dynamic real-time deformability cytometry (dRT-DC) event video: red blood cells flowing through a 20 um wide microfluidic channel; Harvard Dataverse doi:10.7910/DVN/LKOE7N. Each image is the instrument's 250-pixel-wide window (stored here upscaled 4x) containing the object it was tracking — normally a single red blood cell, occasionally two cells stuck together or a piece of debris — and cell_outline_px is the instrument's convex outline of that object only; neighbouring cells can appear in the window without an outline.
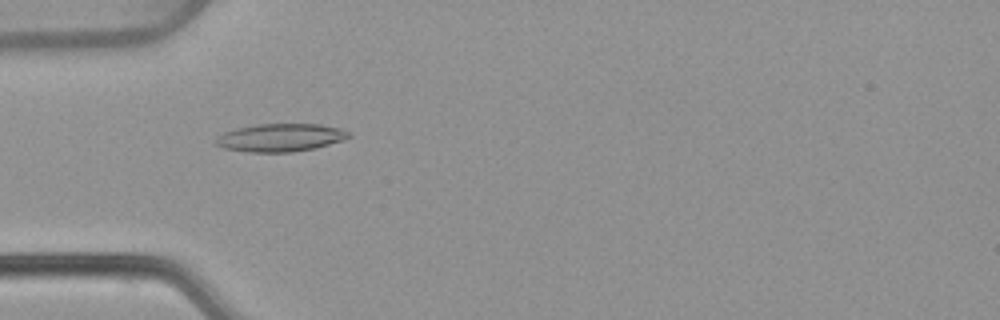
{"species": "common noctule bat (a hibernating species)", "species_latin": "Nyctalus noctula", "temperature_condition": "warm", "stored_images_in_passage": 51, "camera_frame_rate_fps": 3000, "um_per_image_px": 0.085, "animal": {"sex": "female", "body_mass_g": 22.7, "forearm_length_mm": 54.2}, "frame": {"image": 1, "passage_image": 15, "time_ms": 4.667, "image_size_px": [1000, 320], "cell_outline_px": [[352, 136], [344, 140], [316, 148], [292, 152], [248, 152], [224, 148], [216, 144], [216, 136], [224, 132], [236, 128], [256, 124], [320, 124], [340, 128], [348, 132]], "centroid_in_image_um": [23.85, 11.69], "position_along_channel_um": 61.2, "area_um2": 21.73}}
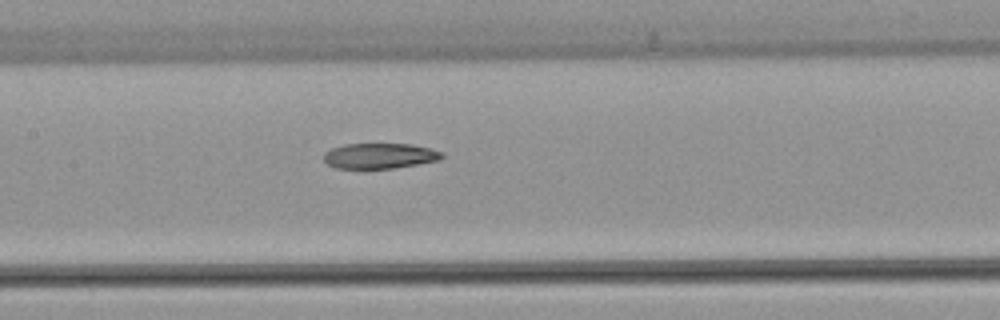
{"frame": {"image": 2, "passage_image": 24, "time_ms": 7.667, "image_size_px": [1000, 320], "cell_outline_px": [[444, 156], [440, 160], [392, 168], [336, 168], [328, 164], [324, 160], [324, 152], [332, 148], [344, 144], [412, 144], [432, 148], [444, 152]], "centroid_in_image_um": [32.31, 13.24], "position_along_channel_um": 175.1, "area_um2": 17.51}}
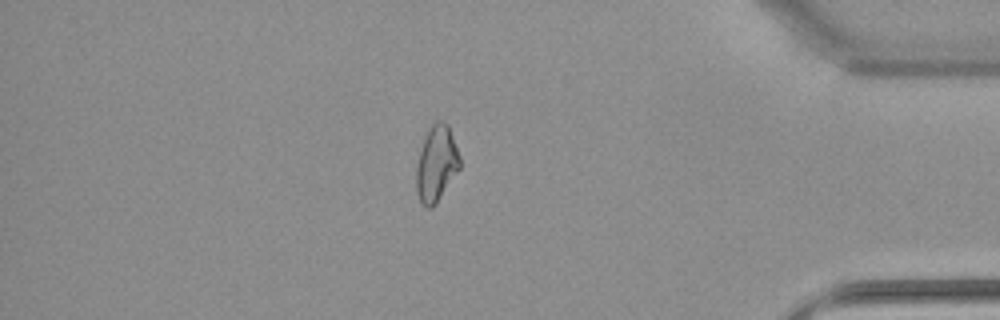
{"frame": {"image": 3, "passage_image": 44, "time_ms": 14.333, "image_size_px": [1000, 320], "cell_outline_px": [[460, 168], [436, 204], [432, 208], [424, 208], [416, 192], [416, 168], [420, 152], [428, 128], [436, 120], [440, 120], [448, 124], [460, 156]], "centroid_in_image_um": [37.09, 13.93], "position_along_channel_um": 398.1, "area_um2": 19.25}, "authors_computed_cell_mechanics": {"area_um2": 19.2474, "velocity_mm_per_s": 3.868, "shape_relaxation_time_tau1_ms": null, "shape_relaxation_time_tau2_ms": 7.1289, "deformation_change_tau1": null, "deformation_change_tau2": 0.1667}}